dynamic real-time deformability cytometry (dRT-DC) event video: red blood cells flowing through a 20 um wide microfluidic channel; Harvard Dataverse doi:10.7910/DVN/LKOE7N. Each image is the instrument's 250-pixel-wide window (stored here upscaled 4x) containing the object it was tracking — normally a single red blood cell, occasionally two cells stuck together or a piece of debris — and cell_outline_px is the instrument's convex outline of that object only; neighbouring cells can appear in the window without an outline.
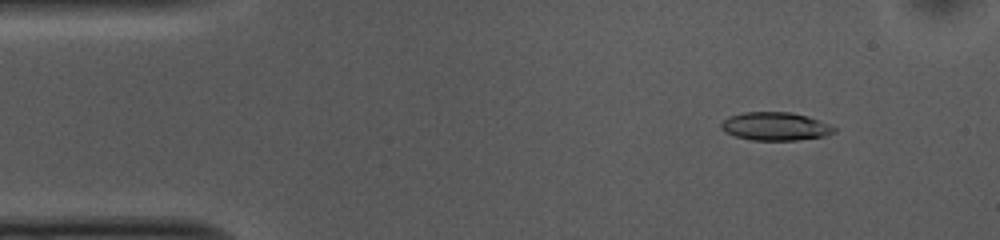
{"species": "common noctule bat (a hibernating species)", "species_latin": "Nyctalus noctula", "temperature_condition": "cold", "stored_images_in_passage": 53, "camera_frame_rate_fps": 3000, "um_per_image_px": 0.085, "animal": {"sex": "female", "body_mass_g": 10.0, "forearm_length_mm": 53.1}, "frame": {"image": 1, "passage_image": 6, "time_ms": 1.667, "image_size_px": [1000, 240], "cell_outline_px": [[836, 132], [824, 136], [796, 140], [752, 140], [736, 136], [724, 132], [720, 128], [720, 124], [728, 116], [744, 112], [792, 112], [808, 116], [828, 124], [836, 128]], "centroid_in_image_um": [65.88, 10.73], "position_along_channel_um": 19.1, "area_um2": 18.61}}
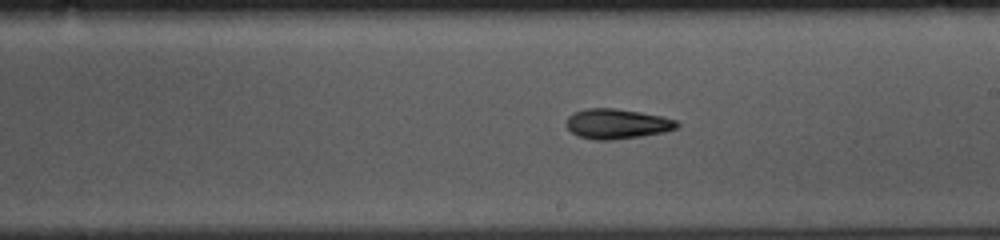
{"frame": {"image": 2, "passage_image": 29, "time_ms": 9.333, "image_size_px": [1000, 240], "cell_outline_px": [[680, 124], [676, 128], [664, 132], [640, 136], [612, 140], [592, 140], [580, 136], [572, 132], [564, 124], [568, 116], [572, 112], [588, 108], [616, 108], [664, 116], [676, 120]], "centroid_in_image_um": [52.42, 10.52], "position_along_channel_um": 236.6, "area_um2": 19.48}}
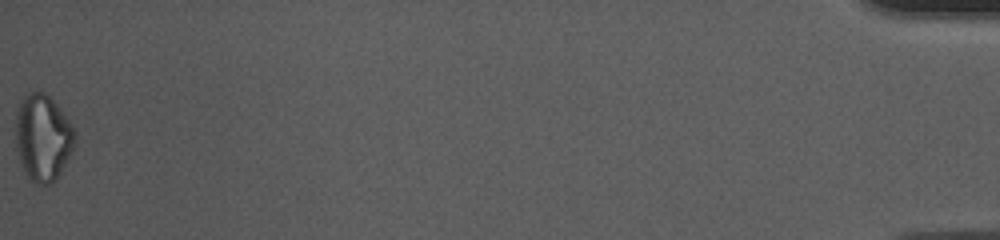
{"frame": {"image": 3, "passage_image": 53, "time_ms": 17.333, "image_size_px": [1000, 240], "cell_outline_px": [[76, 144], [72, 152], [56, 180], [48, 184], [32, 184], [24, 172], [20, 164], [16, 152], [16, 108], [20, 100], [24, 96], [32, 92], [44, 92], [56, 104], [68, 120], [76, 132]], "centroid_in_image_um": [3.63, 11.74], "position_along_channel_um": 431.6, "area_um2": 30.23}, "authors_computed_cell_mechanics": {"area_um2": 19.074, "velocity_mm_per_s": 3.7415, "shape_relaxation_time_tau1_ms": 5.3976, "shape_relaxation_time_tau2_ms": null, "deformation_change_tau1": 0.1476, "deformation_change_tau2": null}}